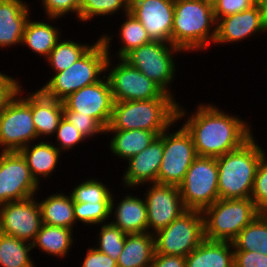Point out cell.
Wrapping results in <instances>:
<instances>
[{"label": "cell", "instance_id": "9", "mask_svg": "<svg viewBox=\"0 0 267 267\" xmlns=\"http://www.w3.org/2000/svg\"><path fill=\"white\" fill-rule=\"evenodd\" d=\"M105 76L109 81L114 102L174 98L123 58H118L117 61V58L108 56Z\"/></svg>", "mask_w": 267, "mask_h": 267}, {"label": "cell", "instance_id": "49", "mask_svg": "<svg viewBox=\"0 0 267 267\" xmlns=\"http://www.w3.org/2000/svg\"><path fill=\"white\" fill-rule=\"evenodd\" d=\"M260 214L267 219V204L260 210Z\"/></svg>", "mask_w": 267, "mask_h": 267}, {"label": "cell", "instance_id": "33", "mask_svg": "<svg viewBox=\"0 0 267 267\" xmlns=\"http://www.w3.org/2000/svg\"><path fill=\"white\" fill-rule=\"evenodd\" d=\"M130 0H80L79 22L95 21L100 16L103 18L123 16L129 13ZM116 14V15H115ZM105 17V18H104Z\"/></svg>", "mask_w": 267, "mask_h": 267}, {"label": "cell", "instance_id": "38", "mask_svg": "<svg viewBox=\"0 0 267 267\" xmlns=\"http://www.w3.org/2000/svg\"><path fill=\"white\" fill-rule=\"evenodd\" d=\"M52 138L55 140L52 143L62 154L65 153V151L70 152L74 150L75 147L77 149L79 148L77 146H81V144L87 142L85 136L64 117L61 119L56 133Z\"/></svg>", "mask_w": 267, "mask_h": 267}, {"label": "cell", "instance_id": "5", "mask_svg": "<svg viewBox=\"0 0 267 267\" xmlns=\"http://www.w3.org/2000/svg\"><path fill=\"white\" fill-rule=\"evenodd\" d=\"M94 45L66 70L51 74L38 89L47 97L63 101L77 90L97 83L105 76L108 53L97 37Z\"/></svg>", "mask_w": 267, "mask_h": 267}, {"label": "cell", "instance_id": "39", "mask_svg": "<svg viewBox=\"0 0 267 267\" xmlns=\"http://www.w3.org/2000/svg\"><path fill=\"white\" fill-rule=\"evenodd\" d=\"M63 117L81 132L87 141L105 135V128L95 119L89 115L80 114L71 110H63ZM99 135V136H98Z\"/></svg>", "mask_w": 267, "mask_h": 267}, {"label": "cell", "instance_id": "13", "mask_svg": "<svg viewBox=\"0 0 267 267\" xmlns=\"http://www.w3.org/2000/svg\"><path fill=\"white\" fill-rule=\"evenodd\" d=\"M41 187L19 151L0 152V205L38 196Z\"/></svg>", "mask_w": 267, "mask_h": 267}, {"label": "cell", "instance_id": "45", "mask_svg": "<svg viewBox=\"0 0 267 267\" xmlns=\"http://www.w3.org/2000/svg\"><path fill=\"white\" fill-rule=\"evenodd\" d=\"M234 267H267V255L259 251H234Z\"/></svg>", "mask_w": 267, "mask_h": 267}, {"label": "cell", "instance_id": "35", "mask_svg": "<svg viewBox=\"0 0 267 267\" xmlns=\"http://www.w3.org/2000/svg\"><path fill=\"white\" fill-rule=\"evenodd\" d=\"M98 226L100 227L97 228L98 234L94 236L97 238H95L96 241L94 240L93 246L113 260L118 261L119 255L123 251L126 233L110 221Z\"/></svg>", "mask_w": 267, "mask_h": 267}, {"label": "cell", "instance_id": "31", "mask_svg": "<svg viewBox=\"0 0 267 267\" xmlns=\"http://www.w3.org/2000/svg\"><path fill=\"white\" fill-rule=\"evenodd\" d=\"M88 42L73 40V38H61L56 46L52 49L49 56L45 59L46 66H49L51 74L66 70L72 64H74L79 58H81L95 43L90 40ZM93 42V44H92Z\"/></svg>", "mask_w": 267, "mask_h": 267}, {"label": "cell", "instance_id": "2", "mask_svg": "<svg viewBox=\"0 0 267 267\" xmlns=\"http://www.w3.org/2000/svg\"><path fill=\"white\" fill-rule=\"evenodd\" d=\"M216 25L213 5L205 0H174L172 44L184 53H208Z\"/></svg>", "mask_w": 267, "mask_h": 267}, {"label": "cell", "instance_id": "14", "mask_svg": "<svg viewBox=\"0 0 267 267\" xmlns=\"http://www.w3.org/2000/svg\"><path fill=\"white\" fill-rule=\"evenodd\" d=\"M142 190L147 206L148 232L155 234L166 228L187 209L181 199L180 188L158 183L145 184Z\"/></svg>", "mask_w": 267, "mask_h": 267}, {"label": "cell", "instance_id": "48", "mask_svg": "<svg viewBox=\"0 0 267 267\" xmlns=\"http://www.w3.org/2000/svg\"><path fill=\"white\" fill-rule=\"evenodd\" d=\"M256 4L263 10L267 17V0H255Z\"/></svg>", "mask_w": 267, "mask_h": 267}, {"label": "cell", "instance_id": "43", "mask_svg": "<svg viewBox=\"0 0 267 267\" xmlns=\"http://www.w3.org/2000/svg\"><path fill=\"white\" fill-rule=\"evenodd\" d=\"M256 5L255 0H218L213 4L216 21L229 15L240 13Z\"/></svg>", "mask_w": 267, "mask_h": 267}, {"label": "cell", "instance_id": "27", "mask_svg": "<svg viewBox=\"0 0 267 267\" xmlns=\"http://www.w3.org/2000/svg\"><path fill=\"white\" fill-rule=\"evenodd\" d=\"M62 190L60 191L59 189L56 193L48 194L42 200L41 196L40 199L37 197L42 223L73 230L76 228L75 230H77L78 225H76L74 217V201L69 193H65Z\"/></svg>", "mask_w": 267, "mask_h": 267}, {"label": "cell", "instance_id": "6", "mask_svg": "<svg viewBox=\"0 0 267 267\" xmlns=\"http://www.w3.org/2000/svg\"><path fill=\"white\" fill-rule=\"evenodd\" d=\"M259 214L250 198H219L202 211L204 236L208 240L231 242Z\"/></svg>", "mask_w": 267, "mask_h": 267}, {"label": "cell", "instance_id": "29", "mask_svg": "<svg viewBox=\"0 0 267 267\" xmlns=\"http://www.w3.org/2000/svg\"><path fill=\"white\" fill-rule=\"evenodd\" d=\"M73 229L42 224L37 236L32 243V248L48 255L51 258H68L69 252L78 238ZM75 242V243H74ZM73 245V246H72Z\"/></svg>", "mask_w": 267, "mask_h": 267}, {"label": "cell", "instance_id": "41", "mask_svg": "<svg viewBox=\"0 0 267 267\" xmlns=\"http://www.w3.org/2000/svg\"><path fill=\"white\" fill-rule=\"evenodd\" d=\"M250 199L259 210L267 204V154L258 165Z\"/></svg>", "mask_w": 267, "mask_h": 267}, {"label": "cell", "instance_id": "47", "mask_svg": "<svg viewBox=\"0 0 267 267\" xmlns=\"http://www.w3.org/2000/svg\"><path fill=\"white\" fill-rule=\"evenodd\" d=\"M259 252L267 255V219L262 216V239L258 246Z\"/></svg>", "mask_w": 267, "mask_h": 267}, {"label": "cell", "instance_id": "15", "mask_svg": "<svg viewBox=\"0 0 267 267\" xmlns=\"http://www.w3.org/2000/svg\"><path fill=\"white\" fill-rule=\"evenodd\" d=\"M37 196L0 205V233L33 243L42 226Z\"/></svg>", "mask_w": 267, "mask_h": 267}, {"label": "cell", "instance_id": "23", "mask_svg": "<svg viewBox=\"0 0 267 267\" xmlns=\"http://www.w3.org/2000/svg\"><path fill=\"white\" fill-rule=\"evenodd\" d=\"M122 17L124 21L122 20L120 23L117 31L118 33L112 34L109 32L108 34L104 32L102 33L101 31V36L99 34V39L105 46L108 56L117 59L124 58L133 49L151 42L144 26L130 12L128 14H124ZM115 35H118L116 38H118L117 40L120 47L118 50H115V53H112V50L110 49L112 48L111 46L113 45L114 40L113 37H115Z\"/></svg>", "mask_w": 267, "mask_h": 267}, {"label": "cell", "instance_id": "42", "mask_svg": "<svg viewBox=\"0 0 267 267\" xmlns=\"http://www.w3.org/2000/svg\"><path fill=\"white\" fill-rule=\"evenodd\" d=\"M0 70V115L22 87L21 80ZM21 83V84H20Z\"/></svg>", "mask_w": 267, "mask_h": 267}, {"label": "cell", "instance_id": "12", "mask_svg": "<svg viewBox=\"0 0 267 267\" xmlns=\"http://www.w3.org/2000/svg\"><path fill=\"white\" fill-rule=\"evenodd\" d=\"M186 209L203 211L219 199L215 157L197 156L179 186Z\"/></svg>", "mask_w": 267, "mask_h": 267}, {"label": "cell", "instance_id": "17", "mask_svg": "<svg viewBox=\"0 0 267 267\" xmlns=\"http://www.w3.org/2000/svg\"><path fill=\"white\" fill-rule=\"evenodd\" d=\"M264 33H267V17L256 4L248 10L217 20L213 47L225 44L229 47L231 44L236 45L238 42H245L248 38L258 37Z\"/></svg>", "mask_w": 267, "mask_h": 267}, {"label": "cell", "instance_id": "21", "mask_svg": "<svg viewBox=\"0 0 267 267\" xmlns=\"http://www.w3.org/2000/svg\"><path fill=\"white\" fill-rule=\"evenodd\" d=\"M29 1L0 0V49L21 46L24 29L31 13Z\"/></svg>", "mask_w": 267, "mask_h": 267}, {"label": "cell", "instance_id": "28", "mask_svg": "<svg viewBox=\"0 0 267 267\" xmlns=\"http://www.w3.org/2000/svg\"><path fill=\"white\" fill-rule=\"evenodd\" d=\"M185 260L186 267H234L232 242L205 238Z\"/></svg>", "mask_w": 267, "mask_h": 267}, {"label": "cell", "instance_id": "34", "mask_svg": "<svg viewBox=\"0 0 267 267\" xmlns=\"http://www.w3.org/2000/svg\"><path fill=\"white\" fill-rule=\"evenodd\" d=\"M101 178H92L84 179L82 182L79 181V184L75 183L70 189V194L74 202H111L112 193L115 192L109 188V186L103 183Z\"/></svg>", "mask_w": 267, "mask_h": 267}, {"label": "cell", "instance_id": "10", "mask_svg": "<svg viewBox=\"0 0 267 267\" xmlns=\"http://www.w3.org/2000/svg\"><path fill=\"white\" fill-rule=\"evenodd\" d=\"M205 239L202 211L187 209L154 234L155 253L188 256Z\"/></svg>", "mask_w": 267, "mask_h": 267}, {"label": "cell", "instance_id": "44", "mask_svg": "<svg viewBox=\"0 0 267 267\" xmlns=\"http://www.w3.org/2000/svg\"><path fill=\"white\" fill-rule=\"evenodd\" d=\"M82 263L79 267H118L117 261L98 251L95 247L86 248Z\"/></svg>", "mask_w": 267, "mask_h": 267}, {"label": "cell", "instance_id": "11", "mask_svg": "<svg viewBox=\"0 0 267 267\" xmlns=\"http://www.w3.org/2000/svg\"><path fill=\"white\" fill-rule=\"evenodd\" d=\"M178 124L176 121L163 132V158L158 172V184L179 187L197 157L191 135ZM174 126H177L176 130H173Z\"/></svg>", "mask_w": 267, "mask_h": 267}, {"label": "cell", "instance_id": "19", "mask_svg": "<svg viewBox=\"0 0 267 267\" xmlns=\"http://www.w3.org/2000/svg\"><path fill=\"white\" fill-rule=\"evenodd\" d=\"M163 158V133H161L147 148L127 160L123 170L121 187H142L145 184L158 183V172ZM123 185V186H122Z\"/></svg>", "mask_w": 267, "mask_h": 267}, {"label": "cell", "instance_id": "46", "mask_svg": "<svg viewBox=\"0 0 267 267\" xmlns=\"http://www.w3.org/2000/svg\"><path fill=\"white\" fill-rule=\"evenodd\" d=\"M150 267H186V260L181 255H163L154 253Z\"/></svg>", "mask_w": 267, "mask_h": 267}, {"label": "cell", "instance_id": "22", "mask_svg": "<svg viewBox=\"0 0 267 267\" xmlns=\"http://www.w3.org/2000/svg\"><path fill=\"white\" fill-rule=\"evenodd\" d=\"M19 152L25 158L32 177L40 186L42 181H47L56 173L63 156L52 140L32 142Z\"/></svg>", "mask_w": 267, "mask_h": 267}, {"label": "cell", "instance_id": "37", "mask_svg": "<svg viewBox=\"0 0 267 267\" xmlns=\"http://www.w3.org/2000/svg\"><path fill=\"white\" fill-rule=\"evenodd\" d=\"M262 239V215L259 214L231 241L234 251L258 252Z\"/></svg>", "mask_w": 267, "mask_h": 267}, {"label": "cell", "instance_id": "4", "mask_svg": "<svg viewBox=\"0 0 267 267\" xmlns=\"http://www.w3.org/2000/svg\"><path fill=\"white\" fill-rule=\"evenodd\" d=\"M176 98L114 102L105 130H147L163 133L177 121Z\"/></svg>", "mask_w": 267, "mask_h": 267}, {"label": "cell", "instance_id": "1", "mask_svg": "<svg viewBox=\"0 0 267 267\" xmlns=\"http://www.w3.org/2000/svg\"><path fill=\"white\" fill-rule=\"evenodd\" d=\"M216 104L200 102L193 111L178 104L177 122L191 135L197 156H222L239 149L254 136L251 121L239 114H228Z\"/></svg>", "mask_w": 267, "mask_h": 267}, {"label": "cell", "instance_id": "32", "mask_svg": "<svg viewBox=\"0 0 267 267\" xmlns=\"http://www.w3.org/2000/svg\"><path fill=\"white\" fill-rule=\"evenodd\" d=\"M33 251L31 243L0 233V267H38Z\"/></svg>", "mask_w": 267, "mask_h": 267}, {"label": "cell", "instance_id": "50", "mask_svg": "<svg viewBox=\"0 0 267 267\" xmlns=\"http://www.w3.org/2000/svg\"><path fill=\"white\" fill-rule=\"evenodd\" d=\"M206 2H208L209 4L213 5L214 3H216L218 0H205Z\"/></svg>", "mask_w": 267, "mask_h": 267}, {"label": "cell", "instance_id": "3", "mask_svg": "<svg viewBox=\"0 0 267 267\" xmlns=\"http://www.w3.org/2000/svg\"><path fill=\"white\" fill-rule=\"evenodd\" d=\"M253 136L242 147L216 157L220 199L250 198L256 171L266 149Z\"/></svg>", "mask_w": 267, "mask_h": 267}, {"label": "cell", "instance_id": "30", "mask_svg": "<svg viewBox=\"0 0 267 267\" xmlns=\"http://www.w3.org/2000/svg\"><path fill=\"white\" fill-rule=\"evenodd\" d=\"M155 253L154 235L145 233L126 234L118 267H150Z\"/></svg>", "mask_w": 267, "mask_h": 267}, {"label": "cell", "instance_id": "18", "mask_svg": "<svg viewBox=\"0 0 267 267\" xmlns=\"http://www.w3.org/2000/svg\"><path fill=\"white\" fill-rule=\"evenodd\" d=\"M129 12L141 22L151 41L172 44L174 0H130Z\"/></svg>", "mask_w": 267, "mask_h": 267}, {"label": "cell", "instance_id": "20", "mask_svg": "<svg viewBox=\"0 0 267 267\" xmlns=\"http://www.w3.org/2000/svg\"><path fill=\"white\" fill-rule=\"evenodd\" d=\"M124 189L127 193H122L125 196H121L117 201V196L112 193L109 221L126 234L148 232L147 206L144 197L142 194L139 196L133 194L135 193L132 192L133 188Z\"/></svg>", "mask_w": 267, "mask_h": 267}, {"label": "cell", "instance_id": "26", "mask_svg": "<svg viewBox=\"0 0 267 267\" xmlns=\"http://www.w3.org/2000/svg\"><path fill=\"white\" fill-rule=\"evenodd\" d=\"M108 134V135H107ZM161 133L147 130H105L107 147L115 160L126 162L129 158L139 154L147 148ZM109 144V145H108ZM119 158V159H117Z\"/></svg>", "mask_w": 267, "mask_h": 267}, {"label": "cell", "instance_id": "8", "mask_svg": "<svg viewBox=\"0 0 267 267\" xmlns=\"http://www.w3.org/2000/svg\"><path fill=\"white\" fill-rule=\"evenodd\" d=\"M25 91L22 86L0 115V152L20 151L38 141L32 120V90Z\"/></svg>", "mask_w": 267, "mask_h": 267}, {"label": "cell", "instance_id": "24", "mask_svg": "<svg viewBox=\"0 0 267 267\" xmlns=\"http://www.w3.org/2000/svg\"><path fill=\"white\" fill-rule=\"evenodd\" d=\"M32 15L28 19L22 38V47H27L34 55L44 58L49 56L52 49L56 46L58 41L63 37L61 34V26L55 25L59 18L46 17L45 20H34ZM53 24H52V23ZM51 23V24H50ZM61 32V33H60Z\"/></svg>", "mask_w": 267, "mask_h": 267}, {"label": "cell", "instance_id": "40", "mask_svg": "<svg viewBox=\"0 0 267 267\" xmlns=\"http://www.w3.org/2000/svg\"><path fill=\"white\" fill-rule=\"evenodd\" d=\"M42 7L43 15L51 18H64L68 15L75 16L79 21L80 0H37ZM74 14V16L72 15Z\"/></svg>", "mask_w": 267, "mask_h": 267}, {"label": "cell", "instance_id": "16", "mask_svg": "<svg viewBox=\"0 0 267 267\" xmlns=\"http://www.w3.org/2000/svg\"><path fill=\"white\" fill-rule=\"evenodd\" d=\"M64 109L95 118L105 129L112 115L114 100L109 81L104 76L97 83L85 86L63 101Z\"/></svg>", "mask_w": 267, "mask_h": 267}, {"label": "cell", "instance_id": "36", "mask_svg": "<svg viewBox=\"0 0 267 267\" xmlns=\"http://www.w3.org/2000/svg\"><path fill=\"white\" fill-rule=\"evenodd\" d=\"M111 202H74V217L77 225L96 226L109 222ZM79 222V223H78Z\"/></svg>", "mask_w": 267, "mask_h": 267}, {"label": "cell", "instance_id": "25", "mask_svg": "<svg viewBox=\"0 0 267 267\" xmlns=\"http://www.w3.org/2000/svg\"><path fill=\"white\" fill-rule=\"evenodd\" d=\"M32 120L38 140H52L61 119L64 104L62 101L45 96L38 88L32 89Z\"/></svg>", "mask_w": 267, "mask_h": 267}, {"label": "cell", "instance_id": "7", "mask_svg": "<svg viewBox=\"0 0 267 267\" xmlns=\"http://www.w3.org/2000/svg\"><path fill=\"white\" fill-rule=\"evenodd\" d=\"M178 54L186 56L180 48L171 43L151 41L133 49L123 59L175 98L177 93L173 92L172 87L174 80H177L176 74H179L176 73L178 63L175 57Z\"/></svg>", "mask_w": 267, "mask_h": 267}]
</instances>
